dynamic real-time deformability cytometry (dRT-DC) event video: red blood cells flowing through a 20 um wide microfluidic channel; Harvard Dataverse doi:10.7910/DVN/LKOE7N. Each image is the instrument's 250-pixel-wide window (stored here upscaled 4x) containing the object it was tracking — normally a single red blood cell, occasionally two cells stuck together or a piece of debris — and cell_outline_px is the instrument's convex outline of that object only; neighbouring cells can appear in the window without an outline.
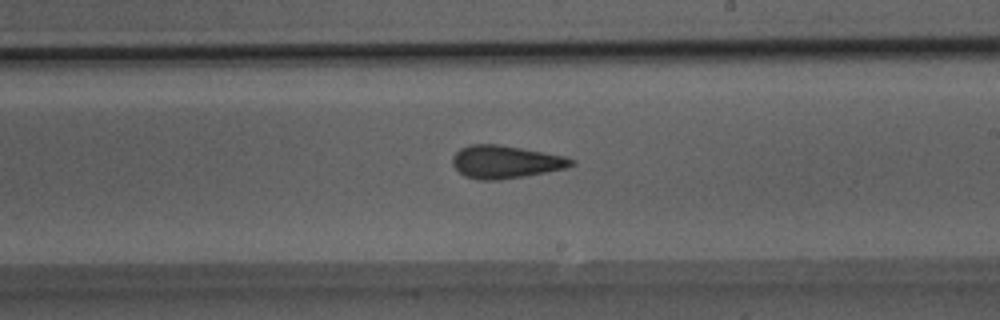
{"species": "Egyptian fruit bat (a non-hibernating species)", "species_latin": "Rousettus aegyptiacus", "temperature_condition": "room temperature", "stored_images_in_passage": 50, "camera_frame_rate_fps": 3000, "um_per_image_px": 0.085, "animal": {"sex": "male"}, "frame": {"image": 1, "passage_image": 29, "time_ms": 9.333, "image_size_px": [1000, 320], "cell_outline_px": [[576, 164], [568, 168], [524, 176], [500, 180], [480, 180], [464, 176], [452, 164], [452, 156], [460, 148], [468, 144], [496, 144], [520, 148], [564, 156], [576, 160]], "centroid_in_image_um": [42.97, 13.76], "position_along_channel_um": 246.0, "area_um2": 22.77}}
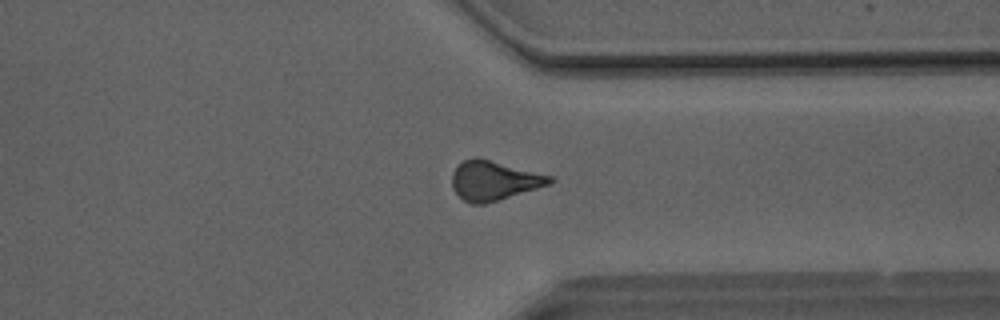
{"frame": {"image": 2, "passage_image": 38, "time_ms": 12.333, "image_size_px": [1000, 320], "cell_outline_px": [[556, 180], [548, 184], [536, 188], [484, 204], [472, 204], [464, 200], [452, 188], [452, 172], [464, 160], [472, 156], [476, 156], [552, 176]], "centroid_in_image_um": [41.95, 15.33], "position_along_channel_um": 369.4, "area_um2": 22.14}}
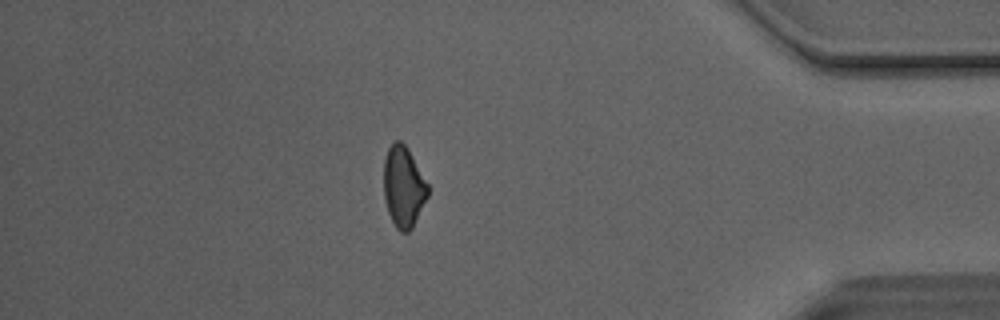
{"frame": {"image": 3, "passage_image": 43, "time_ms": 14.0, "image_size_px": [1000, 320], "cell_outline_px": [[428, 196], [412, 228], [408, 232], [400, 232], [396, 228], [388, 212], [384, 196], [384, 160], [388, 148], [396, 140], [400, 140], [408, 148], [428, 184]], "centroid_in_image_um": [34.3, 15.87], "position_along_channel_um": 400.9, "area_um2": 20.69}, "authors_computed_cell_mechanics": {"area_um2": 22.3397, "velocity_mm_per_s": 4.145, "shape_relaxation_time_tau1_ms": 7.493, "shape_relaxation_time_tau2_ms": 2.2194, "deformation_change_tau1": 0.1416, "deformation_change_tau2": 0.113}}